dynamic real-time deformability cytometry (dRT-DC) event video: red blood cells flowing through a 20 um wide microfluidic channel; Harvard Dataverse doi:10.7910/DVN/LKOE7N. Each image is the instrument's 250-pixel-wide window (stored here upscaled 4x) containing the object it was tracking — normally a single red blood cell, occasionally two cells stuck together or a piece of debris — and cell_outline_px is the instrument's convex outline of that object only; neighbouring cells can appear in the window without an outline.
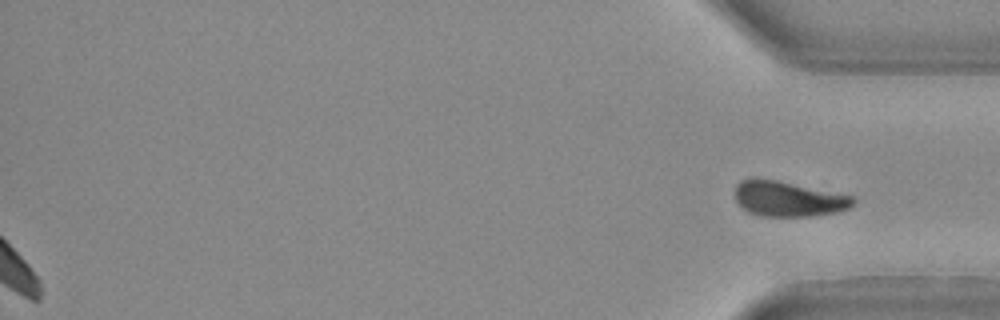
{"species": "Egyptian fruit bat (a non-hibernating species)", "species_latin": "Rousettus aegyptiacus", "temperature_condition": "warm", "stored_images_in_passage": 26, "segment_of_instrument_passage": [2, 2], "camera_frame_rate_fps": 3000, "um_per_image_px": 0.085, "animal": {"sex": "female"}, "frame": {"image": 1, "passage_image": 26, "time_ms": 8.333, "image_size_px": [1000, 320], "cell_outline_px": [[856, 204], [848, 208], [836, 212], [812, 216], [760, 216], [748, 212], [736, 200], [736, 184], [740, 180], [776, 180], [852, 196], [856, 200]], "centroid_in_image_um": [67.04, 16.93], "position_along_channel_um": 368.2, "area_um2": 23.76}}